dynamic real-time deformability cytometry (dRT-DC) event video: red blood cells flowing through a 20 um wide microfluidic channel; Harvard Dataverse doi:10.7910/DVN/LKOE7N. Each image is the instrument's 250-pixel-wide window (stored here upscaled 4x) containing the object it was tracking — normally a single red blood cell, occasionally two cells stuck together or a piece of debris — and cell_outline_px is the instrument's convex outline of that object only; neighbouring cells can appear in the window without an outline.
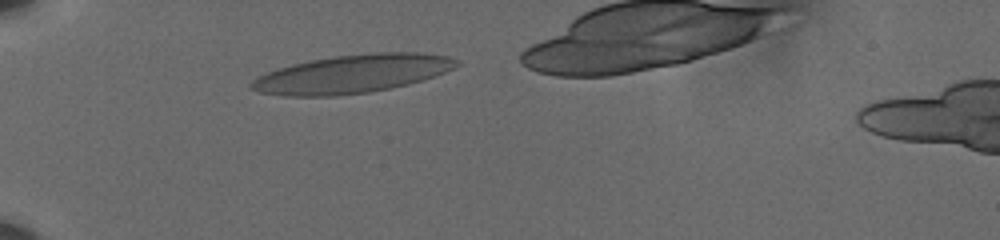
{"species": "human", "species_latin": "Homo sapiens", "temperature_condition": "cold", "stored_images_in_passage": 37, "camera_frame_rate_fps": 3000, "um_per_image_px": 0.085, "donor": {"sex": "male"}, "frame": {"image": 1, "passage_image": 4, "time_ms": 1.0, "image_size_px": [1000, 240], "cell_outline_px": [[460, 64], [456, 68], [408, 84], [392, 88], [368, 92], [336, 96], [288, 96], [260, 92], [252, 88], [248, 84], [252, 80], [268, 72], [292, 64], [332, 56], [376, 52], [420, 52], [448, 56], [460, 60]], "centroid_in_image_um": [29.99, 6.27], "position_along_channel_um": 55.0, "area_um2": 45.6}}
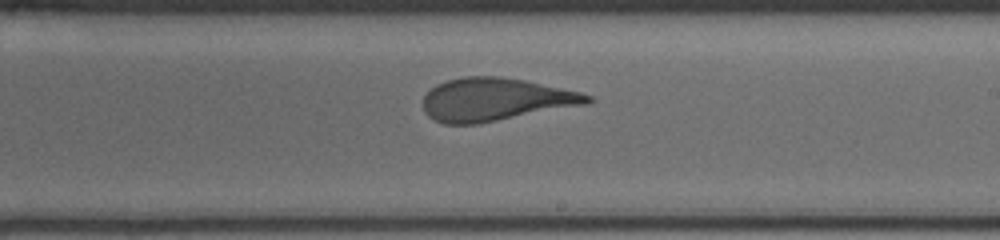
{"frame": {"image": 2, "passage_image": 22, "time_ms": 7.0, "image_size_px": [1000, 240], "cell_outline_px": [[596, 100], [588, 104], [476, 124], [444, 124], [428, 116], [424, 112], [424, 96], [436, 84], [448, 80], [464, 76], [500, 76], [524, 80], [580, 92], [592, 96]], "centroid_in_image_um": [42.12, 8.45], "position_along_channel_um": 246.9, "area_um2": 40.98}}
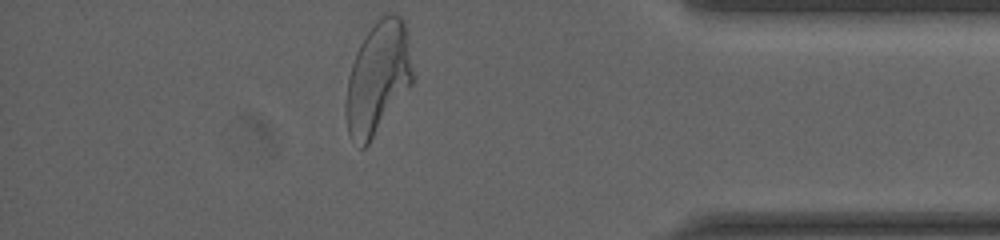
{"frame": {"image": 3, "passage_image": 37, "time_ms": 12.0, "image_size_px": [1000, 240], "cell_outline_px": [[416, 80], [368, 144], [364, 148], [360, 148], [348, 132], [344, 112], [344, 108], [348, 76], [356, 52], [360, 44], [376, 20], [380, 16], [400, 16], [404, 20], [408, 32], [416, 76]], "centroid_in_image_um": [32.16, 6.63], "position_along_channel_um": 403.0, "area_um2": 44.33}, "authors_computed_cell_mechanics": {"area_um2": 42.1362, "velocity_mm_per_s": 3.5875, "shape_relaxation_time_tau1_ms": 5.6041, "shape_relaxation_time_tau2_ms": 0.8872, "deformation_change_tau1": 0.2162, "deformation_change_tau2": 0.0969}}